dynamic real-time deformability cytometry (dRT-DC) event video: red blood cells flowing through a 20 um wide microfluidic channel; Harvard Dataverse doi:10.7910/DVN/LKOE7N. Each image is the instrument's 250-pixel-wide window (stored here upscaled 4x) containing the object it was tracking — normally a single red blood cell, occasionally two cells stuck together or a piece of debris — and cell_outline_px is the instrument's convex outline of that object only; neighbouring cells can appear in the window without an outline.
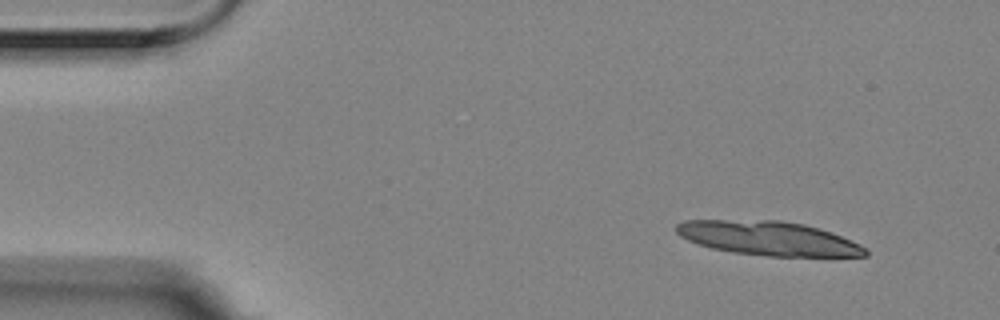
{"species": "Egyptian fruit bat (a non-hibernating species)", "species_latin": "Rousettus aegyptiacus", "temperature_condition": "room temperature", "stored_images_in_passage": 3, "segment_of_instrument_passage": [2, 2], "camera_frame_rate_fps": 3000, "um_per_image_px": 0.085, "animal": {"sex": "female"}, "frame": {"image": 1, "passage_image": 3, "time_ms": 0.667, "image_size_px": [1000, 320], "cell_outline_px": [[868, 256], [768, 256], [732, 252], [712, 248], [688, 240], [680, 236], [676, 232], [676, 224], [684, 220], [780, 220], [804, 224], [820, 228], [832, 232], [860, 244], [868, 252]], "centroid_in_image_um": [65.32, 20.25], "position_along_channel_um": 19.7, "area_um2": 37.51}}